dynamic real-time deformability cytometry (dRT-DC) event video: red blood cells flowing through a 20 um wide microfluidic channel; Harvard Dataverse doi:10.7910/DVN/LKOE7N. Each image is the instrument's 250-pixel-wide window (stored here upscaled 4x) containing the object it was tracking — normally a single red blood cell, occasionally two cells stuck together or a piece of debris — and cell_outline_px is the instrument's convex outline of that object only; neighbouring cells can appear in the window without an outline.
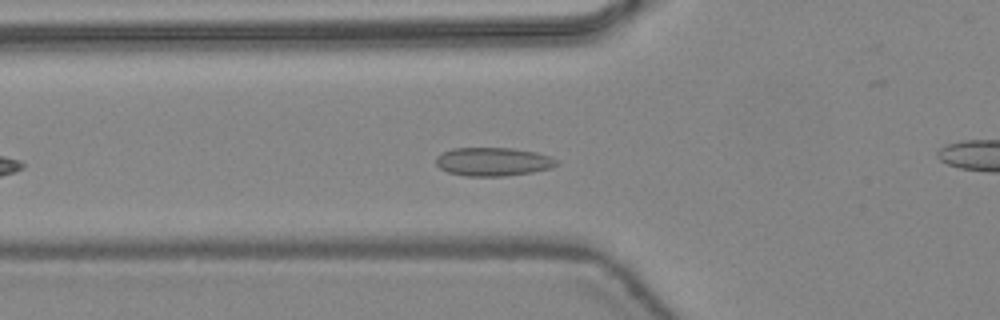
{"species": "common noctule bat (a hibernating species)", "species_latin": "Nyctalus noctula", "temperature_condition": "warm", "stored_images_in_passage": 36, "camera_frame_rate_fps": 3000, "um_per_image_px": 0.085, "animal": {"sex": "female", "body_mass_g": 24.6, "forearm_length_mm": 56.2}, "frame": {"image": 1, "passage_image": 8, "time_ms": 2.333, "image_size_px": [1000, 320], "cell_outline_px": [[560, 164], [552, 168], [532, 172], [504, 176], [464, 176], [448, 172], [440, 168], [436, 164], [436, 156], [452, 148], [512, 148], [536, 152], [560, 160]], "centroid_in_image_um": [41.94, 13.74], "position_along_channel_um": 83.9, "area_um2": 20.17}}
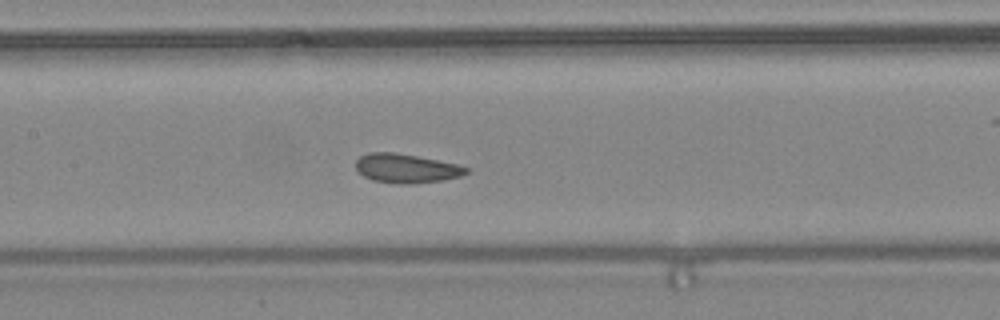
{"frame": {"image": 2, "passage_image": 14, "time_ms": 4.333, "image_size_px": [1000, 320], "cell_outline_px": [[468, 172], [460, 176], [444, 180], [412, 184], [400, 184], [372, 180], [364, 176], [356, 168], [356, 160], [360, 156], [368, 152], [396, 152], [460, 164], [468, 168]], "centroid_in_image_um": [34.54, 14.3], "position_along_channel_um": 172.9, "area_um2": 18.84}}
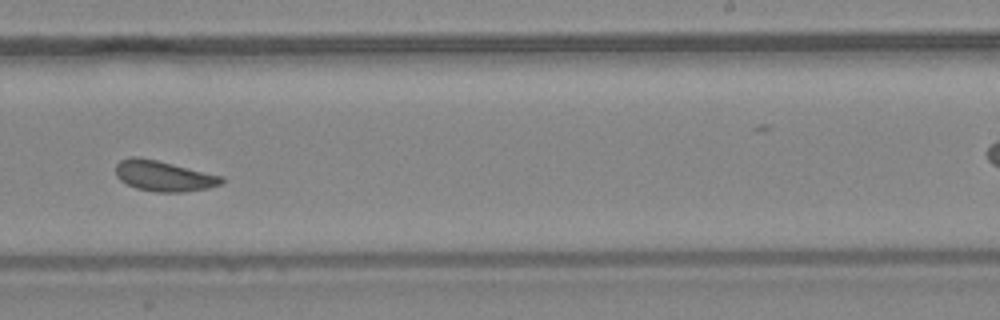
{"frame": {"image": 3, "passage_image": 21, "time_ms": 6.667, "image_size_px": [1000, 320], "cell_outline_px": [[224, 180], [220, 184], [208, 188], [184, 192], [156, 192], [136, 188], [120, 180], [116, 176], [116, 164], [120, 160], [132, 156], [140, 156], [224, 176]], "centroid_in_image_um": [13.91, 14.95], "position_along_channel_um": 275.1, "area_um2": 18.9}, "authors_computed_cell_mechanics": {"area_um2": 19.652, "velocity_mm_per_s": 4.4091, "shape_relaxation_time_tau1_ms": null, "shape_relaxation_time_tau2_ms": 1.3718, "deformation_change_tau1": null, "deformation_change_tau2": 0.0482}}